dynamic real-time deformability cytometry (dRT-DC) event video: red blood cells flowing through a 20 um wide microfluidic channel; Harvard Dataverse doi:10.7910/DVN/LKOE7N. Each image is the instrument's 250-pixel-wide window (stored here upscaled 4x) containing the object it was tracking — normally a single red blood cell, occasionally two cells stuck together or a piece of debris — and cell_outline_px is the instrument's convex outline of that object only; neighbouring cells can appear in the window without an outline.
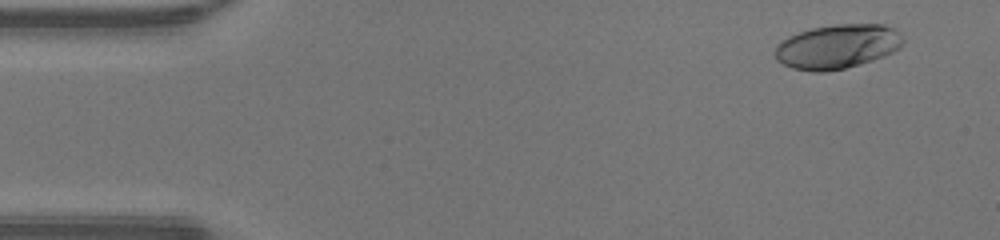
{"species": "human", "species_latin": "Homo sapiens", "temperature_condition": "warm", "stored_images_in_passage": 48, "camera_frame_rate_fps": 3000, "um_per_image_px": 0.085, "donor": {"sex": "male"}, "frame": {"image": 1, "passage_image": 4, "time_ms": 1.0, "image_size_px": [1000, 240], "cell_outline_px": [[904, 44], [900, 48], [884, 56], [872, 60], [844, 68], [824, 72], [812, 72], [792, 68], [776, 60], [776, 44], [788, 36], [812, 28], [836, 24], [884, 24], [900, 32], [904, 40]], "centroid_in_image_um": [71.19, 3.95], "position_along_channel_um": 13.8, "area_um2": 33.06}}
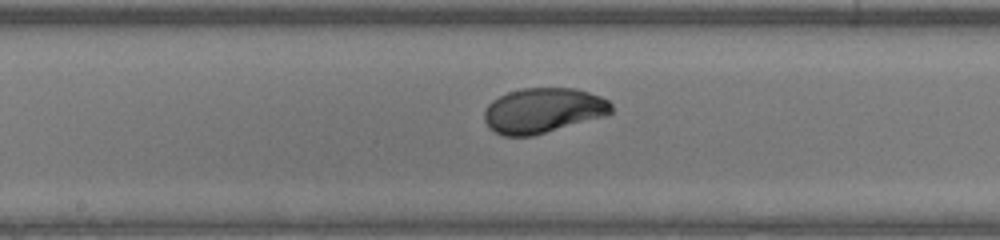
{"frame": {"image": 2, "passage_image": 25, "time_ms": 8.0, "image_size_px": [1000, 240], "cell_outline_px": [[612, 112], [608, 116], [532, 136], [504, 136], [488, 128], [484, 120], [484, 112], [488, 104], [492, 100], [508, 92], [524, 88], [576, 88], [600, 96], [608, 100], [612, 104]], "centroid_in_image_um": [46.18, 9.4], "position_along_channel_um": 202.0, "area_um2": 33.64}}
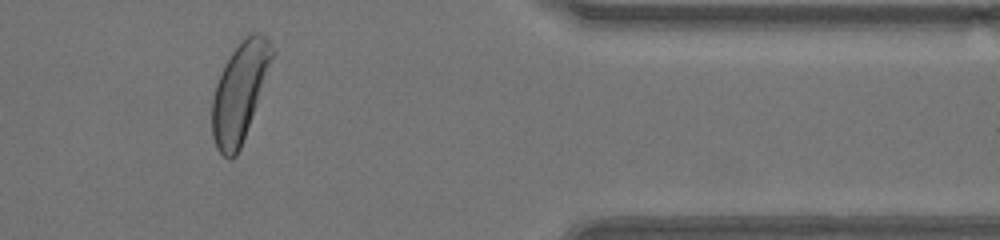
{"frame": {"image": 3, "passage_image": 40, "time_ms": 13.0, "image_size_px": [1000, 240], "cell_outline_px": [[276, 52], [240, 148], [236, 156], [228, 160], [216, 148], [212, 136], [212, 100], [216, 84], [220, 72], [224, 64], [240, 40], [252, 32], [260, 32], [268, 36], [276, 48]], "centroid_in_image_um": [20.4, 7.75], "position_along_channel_um": 391.0, "area_um2": 34.74}, "authors_computed_cell_mechanics": {"area_um2": 33.3217, "velocity_mm_per_s": 4.336, "shape_relaxation_time_tau1_ms": 2.719, "shape_relaxation_time_tau2_ms": null, "deformation_change_tau1": 0.1736, "deformation_change_tau2": null}}